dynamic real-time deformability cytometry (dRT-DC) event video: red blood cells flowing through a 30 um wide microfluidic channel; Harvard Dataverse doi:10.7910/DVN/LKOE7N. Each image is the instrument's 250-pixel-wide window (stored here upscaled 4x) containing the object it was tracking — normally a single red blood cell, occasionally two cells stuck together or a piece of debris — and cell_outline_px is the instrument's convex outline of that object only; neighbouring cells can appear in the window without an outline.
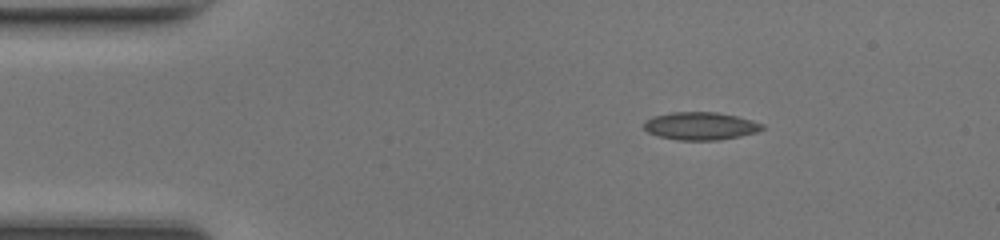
{"species": "common noctule bat (a hibernating species)", "species_latin": "Nyctalus noctula", "temperature_condition": "room temperature", "stored_images_in_passage": 42, "segment_of_instrument_passage": [1, 2], "camera_frame_rate_fps": 3000, "um_per_image_px": 0.085, "animal": {"sex": "female", "body_mass_g": 17.0, "forearm_length_mm": 48.0}, "frame": {"image": 1, "passage_image": 1, "time_ms": 0.0, "image_size_px": [1000, 240], "cell_outline_px": [[764, 128], [756, 132], [740, 136], [716, 140], [676, 140], [660, 136], [648, 132], [644, 128], [644, 124], [652, 116], [672, 112], [716, 112], [736, 116], [752, 120], [764, 124]], "centroid_in_image_um": [59.55, 10.7], "position_along_channel_um": 25.4, "area_um2": 19.02}}
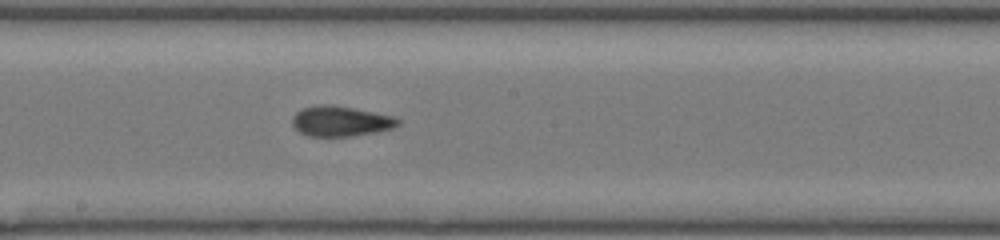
{"frame": {"image": 2, "passage_image": 19, "time_ms": 6.0, "image_size_px": [1000, 240], "cell_outline_px": [[400, 124], [392, 128], [372, 132], [348, 136], [308, 136], [300, 132], [292, 124], [292, 116], [296, 112], [304, 108], [324, 104], [352, 108], [392, 116], [400, 120]], "centroid_in_image_um": [28.92, 10.3], "position_along_channel_um": 219.3, "area_um2": 18.15}}
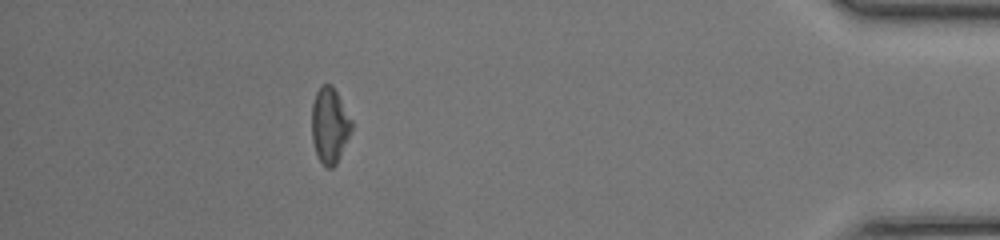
{"frame": {"image": 3, "passage_image": 36, "time_ms": 11.667, "image_size_px": [1000, 240], "cell_outline_px": [[352, 128], [336, 164], [332, 168], [328, 168], [320, 160], [316, 152], [312, 140], [312, 104], [316, 92], [324, 84], [332, 84], [352, 120]], "centroid_in_image_um": [28.01, 10.64], "position_along_channel_um": 407.2, "area_um2": 17.22}}